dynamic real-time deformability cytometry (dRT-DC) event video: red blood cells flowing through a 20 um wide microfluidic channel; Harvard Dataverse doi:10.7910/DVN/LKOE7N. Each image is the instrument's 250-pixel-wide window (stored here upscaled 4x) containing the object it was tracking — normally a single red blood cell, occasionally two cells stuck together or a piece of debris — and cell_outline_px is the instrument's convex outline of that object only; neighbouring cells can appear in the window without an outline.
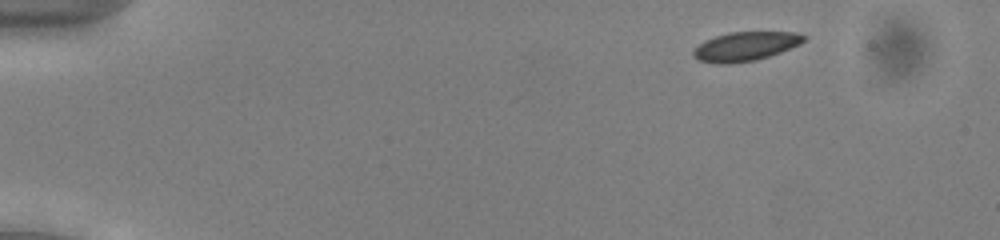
{"species": "common noctule bat (a hibernating species)", "species_latin": "Nyctalus noctula", "temperature_condition": "cold", "stored_images_in_passage": 50, "camera_frame_rate_fps": 3000, "um_per_image_px": 0.085, "animal": {"sex": "male", "body_mass_g": 13.0, "forearm_length_mm": 53.1}, "frame": {"image": 1, "passage_image": 4, "time_ms": 1.0, "image_size_px": [1000, 240], "cell_outline_px": [[808, 36], [800, 44], [780, 52], [756, 60], [732, 64], [716, 64], [696, 60], [692, 56], [692, 52], [704, 40], [728, 32], [796, 32]], "centroid_in_image_um": [63.33, 3.95], "position_along_channel_um": 21.7, "area_um2": 18.84}}
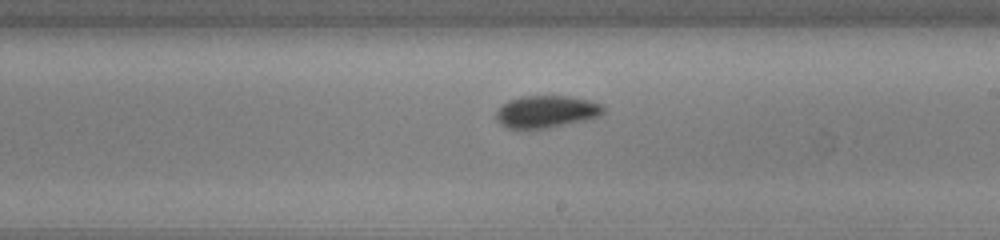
{"frame": {"image": 2, "passage_image": 29, "time_ms": 9.333, "image_size_px": [1000, 240], "cell_outline_px": [[608, 108], [600, 116], [584, 120], [544, 128], [508, 128], [500, 124], [496, 120], [496, 112], [508, 100], [520, 96], [568, 96], [588, 100], [604, 104]], "centroid_in_image_um": [46.47, 9.47], "position_along_channel_um": 242.5, "area_um2": 20.06}}
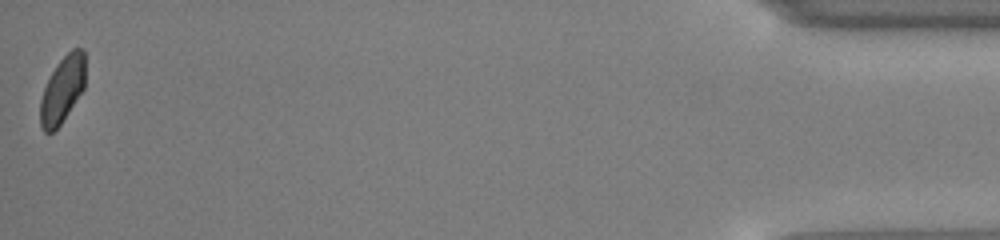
{"frame": {"image": 3, "passage_image": 50, "time_ms": 16.333, "image_size_px": [1000, 240], "cell_outline_px": [[84, 88], [60, 124], [52, 132], [44, 132], [40, 128], [40, 100], [44, 88], [56, 64], [72, 48], [84, 48]], "centroid_in_image_um": [5.29, 7.61], "position_along_channel_um": 429.9, "area_um2": 17.22}, "authors_computed_cell_mechanics": {"area_um2": 19.363, "velocity_mm_per_s": 3.9252, "shape_relaxation_time_tau1_ms": 2.6445, "shape_relaxation_time_tau2_ms": 2.5191, "deformation_change_tau1": 0.0657, "deformation_change_tau2": 0.0478}}